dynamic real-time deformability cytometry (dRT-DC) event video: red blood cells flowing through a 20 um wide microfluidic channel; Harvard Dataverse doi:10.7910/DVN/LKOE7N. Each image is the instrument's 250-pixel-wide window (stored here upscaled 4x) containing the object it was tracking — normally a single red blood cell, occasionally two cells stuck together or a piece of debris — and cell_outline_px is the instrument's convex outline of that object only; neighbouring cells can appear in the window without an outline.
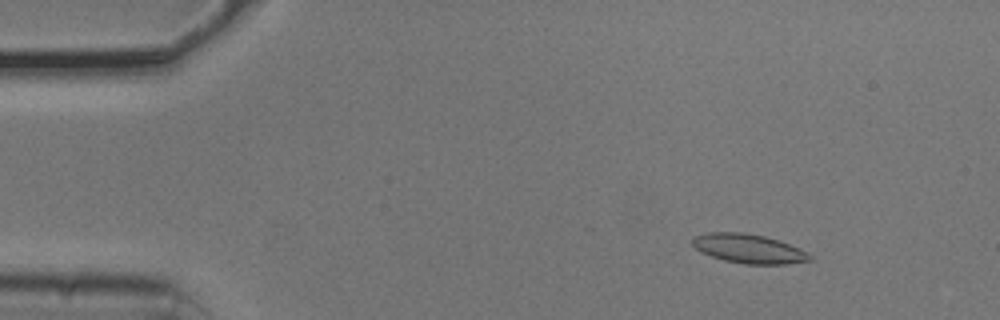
{"species": "common noctule bat (a hibernating species)", "species_latin": "Nyctalus noctula", "temperature_condition": "cold", "stored_images_in_passage": 53, "camera_frame_rate_fps": 3000, "um_per_image_px": 0.085, "animal": {"sex": "male", "body_mass_g": 20.5, "forearm_length_mm": 52.5}, "frame": {"image": 1, "passage_image": 6, "time_ms": 1.667, "image_size_px": [1000, 320], "cell_outline_px": [[812, 260], [784, 264], [744, 264], [724, 260], [700, 252], [692, 244], [692, 236], [708, 232], [740, 232], [764, 236], [780, 240], [812, 256]], "centroid_in_image_um": [63.58, 21.13], "position_along_channel_um": 21.4, "area_um2": 19.77}}
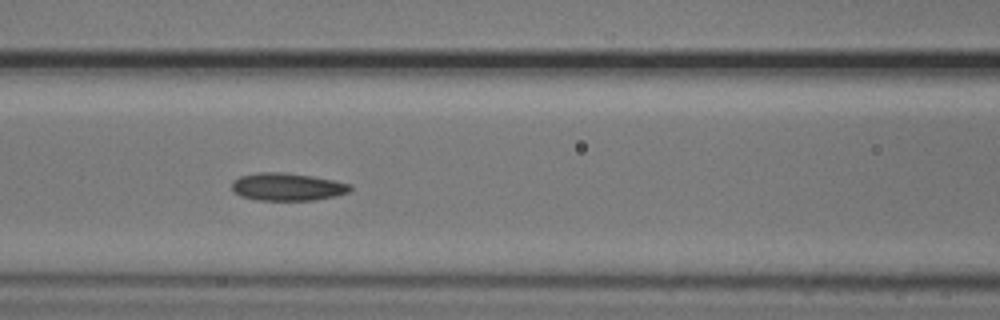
{"frame": {"image": 2, "passage_image": 22, "time_ms": 7.0, "image_size_px": [1000, 320], "cell_outline_px": [[352, 188], [348, 192], [336, 196], [312, 200], [256, 200], [240, 196], [232, 188], [232, 180], [240, 176], [256, 172], [288, 172], [312, 176], [352, 184]], "centroid_in_image_um": [24.41, 15.87], "position_along_channel_um": 142.2, "area_um2": 19.19}}
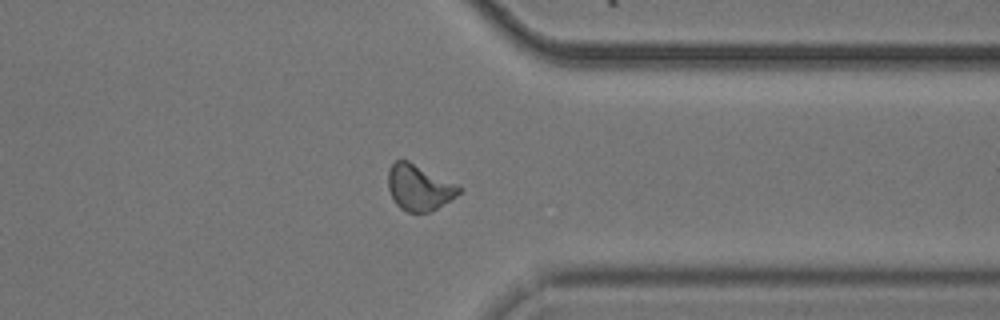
{"frame": {"image": 3, "passage_image": 41, "time_ms": 13.333, "image_size_px": [1000, 320], "cell_outline_px": [[464, 188], [456, 196], [432, 212], [408, 212], [400, 208], [396, 204], [388, 188], [388, 168], [396, 160], [408, 160], [460, 184]], "centroid_in_image_um": [35.66, 15.93], "position_along_channel_um": 375.7, "area_um2": 19.31}, "authors_computed_cell_mechanics": {"area_um2": 18.9006, "velocity_mm_per_s": 3.7583, "shape_relaxation_time_tau1_ms": 2.8603, "shape_relaxation_time_tau2_ms": 2.2042, "deformation_change_tau1": 0.1072, "deformation_change_tau2": 0.0882}}